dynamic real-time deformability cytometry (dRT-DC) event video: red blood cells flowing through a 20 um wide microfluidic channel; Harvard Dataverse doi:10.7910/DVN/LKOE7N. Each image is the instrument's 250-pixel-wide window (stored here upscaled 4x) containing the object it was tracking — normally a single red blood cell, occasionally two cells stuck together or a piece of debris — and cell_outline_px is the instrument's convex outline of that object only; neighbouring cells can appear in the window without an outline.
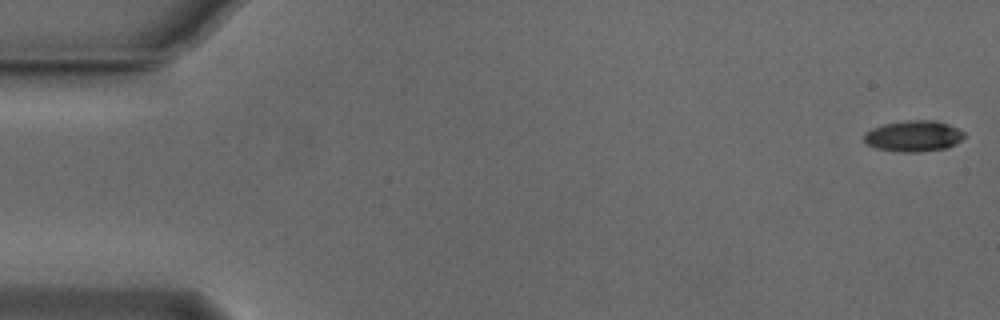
{"species": "Egyptian fruit bat (a non-hibernating species)", "species_latin": "Rousettus aegyptiacus", "temperature_condition": "cold", "stored_images_in_passage": 54, "camera_frame_rate_fps": 3000, "um_per_image_px": 0.085, "animal": {"sex": "male"}, "frame": {"image": 1, "passage_image": 1, "time_ms": 0.0, "image_size_px": [1000, 320], "cell_outline_px": [[964, 136], [956, 144], [948, 148], [920, 152], [900, 152], [876, 148], [864, 144], [864, 132], [872, 128], [884, 124], [904, 120], [936, 120], [948, 124], [964, 132]], "centroid_in_image_um": [77.62, 11.57], "position_along_channel_um": 7.4, "area_um2": 18.32}}
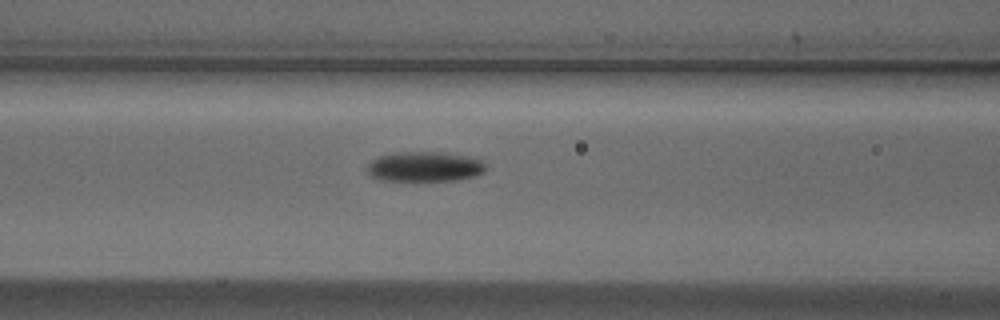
{"frame": {"image": 2, "passage_image": 22, "time_ms": 7.0, "image_size_px": [1000, 320], "cell_outline_px": [[488, 168], [484, 172], [476, 176], [456, 180], [384, 180], [372, 176], [368, 172], [368, 164], [372, 160], [380, 156], [396, 152], [452, 152], [472, 156], [484, 160]], "centroid_in_image_um": [36.22, 14.14], "position_along_channel_um": 130.4, "area_um2": 20.98}}
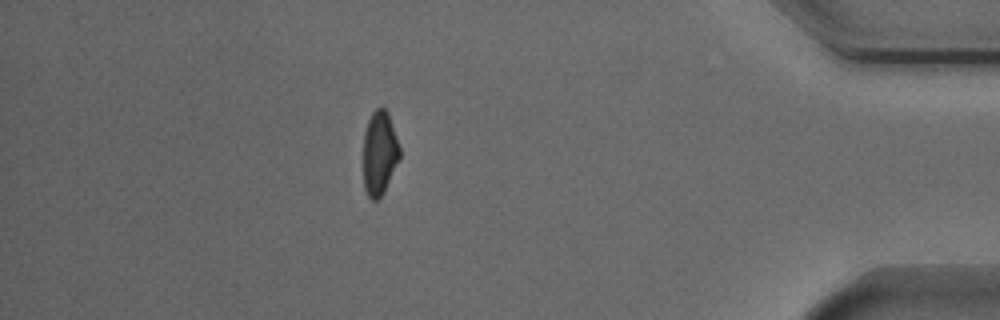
{"frame": {"image": 3, "passage_image": 47, "time_ms": 15.333, "image_size_px": [1000, 320], "cell_outline_px": [[400, 156], [384, 192], [376, 200], [372, 200], [368, 196], [364, 188], [364, 132], [368, 120], [372, 112], [376, 108], [384, 108], [388, 112], [400, 148]], "centroid_in_image_um": [32.25, 13.0], "position_along_channel_um": 402.9, "area_um2": 17.63}, "authors_computed_cell_mechanics": {"area_um2": 18.8717, "velocity_mm_per_s": 3.832, "shape_relaxation_time_tau1_ms": 3.824, "shape_relaxation_time_tau2_ms": null, "deformation_change_tau1": 0.1278, "deformation_change_tau2": null}}